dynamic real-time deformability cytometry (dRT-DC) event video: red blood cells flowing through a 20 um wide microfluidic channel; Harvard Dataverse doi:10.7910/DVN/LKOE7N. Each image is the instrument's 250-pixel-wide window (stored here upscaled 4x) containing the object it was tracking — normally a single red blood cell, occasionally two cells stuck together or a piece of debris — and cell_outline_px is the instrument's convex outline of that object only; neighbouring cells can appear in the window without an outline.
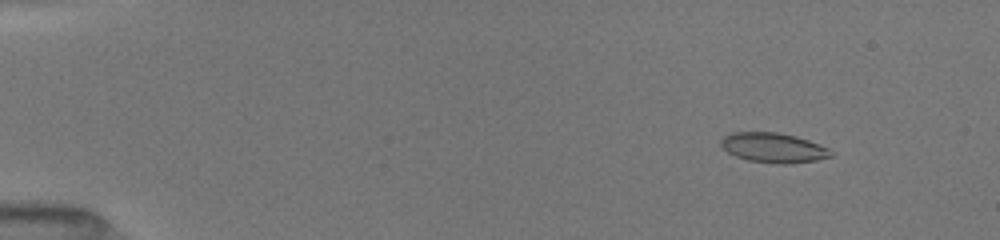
{"species": "common noctule bat (a hibernating species)", "species_latin": "Nyctalus noctula", "temperature_condition": "room temperature", "stored_images_in_passage": 51, "camera_frame_rate_fps": 3000, "um_per_image_px": 0.085, "animal": {"sex": "female", "body_mass_g": 19.5, "forearm_length_mm": 54.1}, "frame": {"image": 1, "passage_image": 6, "time_ms": 1.667, "image_size_px": [1000, 240], "cell_outline_px": [[832, 156], [816, 160], [788, 164], [780, 164], [748, 160], [736, 156], [728, 152], [720, 144], [720, 140], [724, 136], [732, 132], [776, 132], [796, 136], [808, 140], [828, 148], [832, 152]], "centroid_in_image_um": [65.73, 12.55], "position_along_channel_um": 19.3, "area_um2": 18.96}}
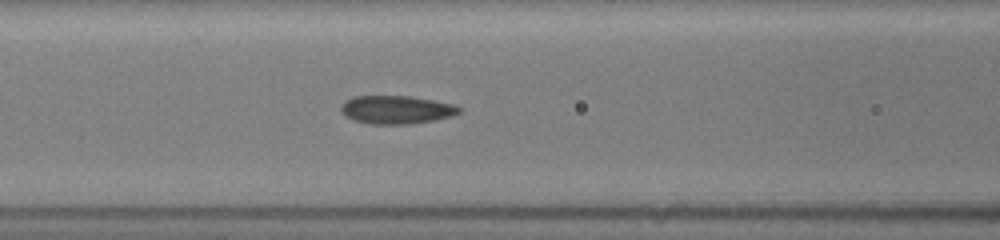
{"frame": {"image": 2, "passage_image": 23, "time_ms": 7.333, "image_size_px": [1000, 240], "cell_outline_px": [[460, 112], [452, 116], [436, 120], [408, 124], [368, 124], [344, 116], [340, 112], [340, 108], [344, 100], [352, 96], [408, 96], [456, 104], [460, 108]], "centroid_in_image_um": [33.67, 9.32], "position_along_channel_um": 132.9, "area_um2": 19.59}}
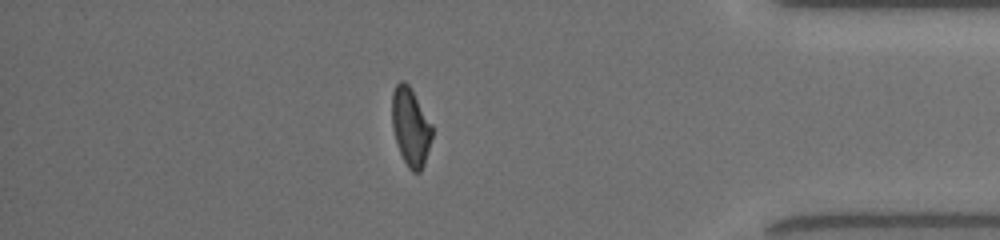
{"frame": {"image": 3, "passage_image": 45, "time_ms": 14.667, "image_size_px": [1000, 240], "cell_outline_px": [[432, 136], [424, 164], [420, 172], [412, 172], [408, 168], [400, 152], [392, 128], [392, 92], [396, 84], [400, 80], [404, 80], [412, 88], [432, 124]], "centroid_in_image_um": [34.9, 10.74], "position_along_channel_um": 400.3, "area_um2": 18.32}, "authors_computed_cell_mechanics": {"area_um2": 19.1318, "velocity_mm_per_s": 4.0365, "shape_relaxation_time_tau1_ms": 5.8368, "shape_relaxation_time_tau2_ms": 1.2848, "deformation_change_tau1": 0.1895, "deformation_change_tau2": 0.0728}}